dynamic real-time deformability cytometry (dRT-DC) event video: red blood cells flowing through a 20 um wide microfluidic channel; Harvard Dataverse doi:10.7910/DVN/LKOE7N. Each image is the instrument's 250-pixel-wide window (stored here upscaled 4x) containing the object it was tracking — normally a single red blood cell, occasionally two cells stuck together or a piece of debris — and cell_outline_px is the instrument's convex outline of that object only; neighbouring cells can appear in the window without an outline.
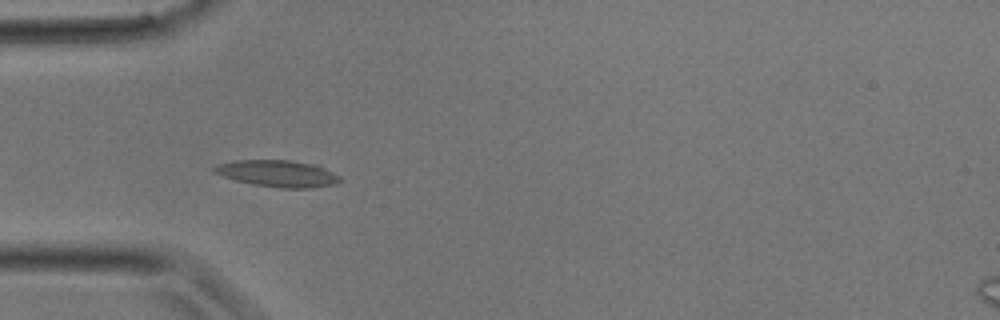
{"species": "common noctule bat (a hibernating species)", "species_latin": "Nyctalus noctula", "temperature_condition": "room temperature", "stored_images_in_passage": 4, "camera_frame_rate_fps": 3000, "um_per_image_px": 0.085, "animal": {"sex": "male", "body_mass_g": 17.9}, "frame": {"image": 1, "passage_image": 4, "time_ms": 1.0, "image_size_px": [1000, 320], "cell_outline_px": [[344, 180], [336, 184], [312, 188], [280, 188], [252, 184], [236, 180], [212, 172], [212, 168], [216, 164], [232, 160], [292, 160], [320, 164], [340, 176]], "centroid_in_image_um": [23.66, 14.74], "position_along_channel_um": 61.3, "area_um2": 20.06}}